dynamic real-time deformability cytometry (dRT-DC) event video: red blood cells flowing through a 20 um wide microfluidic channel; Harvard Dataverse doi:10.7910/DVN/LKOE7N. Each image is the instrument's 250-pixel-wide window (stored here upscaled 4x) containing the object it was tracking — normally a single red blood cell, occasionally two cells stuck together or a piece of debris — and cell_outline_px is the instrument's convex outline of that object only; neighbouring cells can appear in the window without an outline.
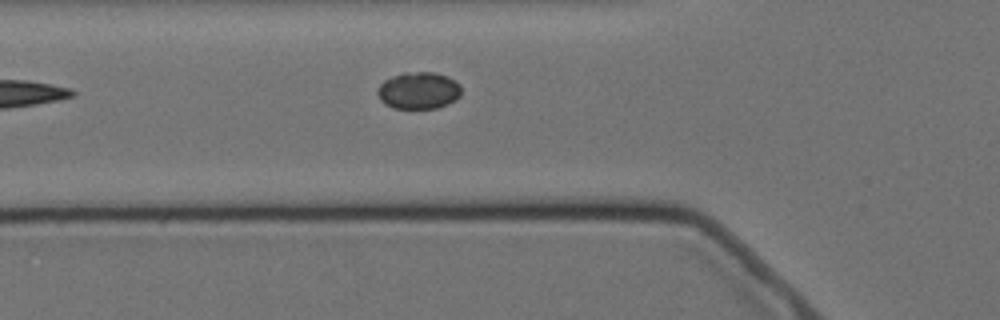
{"species": "Egyptian fruit bat (a non-hibernating species)", "species_latin": "Rousettus aegyptiacus", "temperature_condition": "cold", "stored_images_in_passage": 2, "camera_frame_rate_fps": 3000, "um_per_image_px": 0.085, "animal": {"sex": "female"}, "frame": {"image": 1, "passage_image": 2, "time_ms": 1.333, "image_size_px": [1000, 320], "cell_outline_px": [[460, 96], [456, 100], [448, 104], [436, 108], [392, 108], [384, 104], [380, 100], [376, 92], [380, 84], [384, 80], [392, 76], [404, 72], [436, 72], [448, 76], [460, 84]], "centroid_in_image_um": [35.57, 7.69], "position_along_channel_um": 90.2, "area_um2": 18.26}}